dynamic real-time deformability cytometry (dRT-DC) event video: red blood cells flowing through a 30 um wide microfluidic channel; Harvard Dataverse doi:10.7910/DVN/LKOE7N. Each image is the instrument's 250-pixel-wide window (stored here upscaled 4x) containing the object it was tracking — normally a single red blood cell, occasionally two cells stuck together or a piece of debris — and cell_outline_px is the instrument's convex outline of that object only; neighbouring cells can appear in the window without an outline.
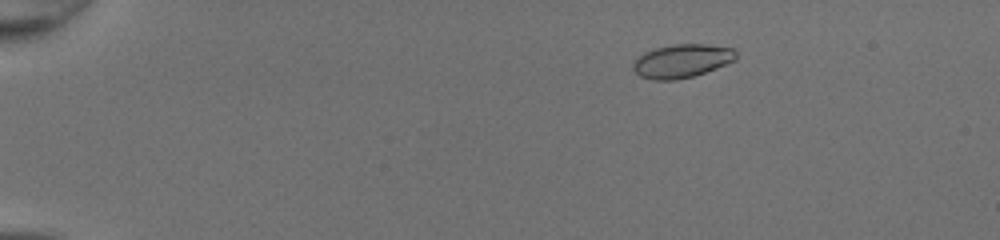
{"species": "common noctule bat (a hibernating species)", "species_latin": "Nyctalus noctula", "temperature_condition": "room temperature", "stored_images_in_passage": 52, "camera_frame_rate_fps": 3000, "um_per_image_px": 0.085, "animal": {"sex": "female", "body_mass_g": 20.0, "forearm_length_mm": 54.0}, "frame": {"image": 1, "passage_image": 10, "time_ms": 3.0, "image_size_px": [1000, 240], "cell_outline_px": [[736, 60], [716, 68], [692, 76], [676, 80], [652, 80], [640, 76], [632, 68], [632, 64], [644, 52], [652, 48], [672, 44], [704, 44], [732, 48], [736, 52]], "centroid_in_image_um": [57.94, 5.17], "position_along_channel_um": 27.1, "area_um2": 20.06}}
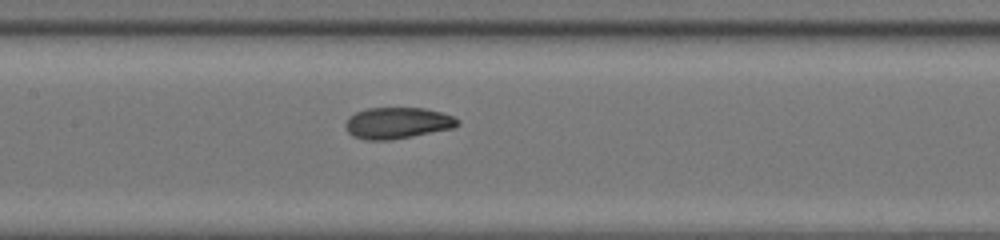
{"frame": {"image": 2, "passage_image": 28, "time_ms": 9.0, "image_size_px": [1000, 240], "cell_outline_px": [[460, 124], [452, 128], [392, 140], [364, 140], [352, 136], [348, 132], [344, 124], [348, 116], [356, 112], [368, 108], [424, 108], [440, 112], [452, 116], [460, 120]], "centroid_in_image_um": [33.74, 10.46], "position_along_channel_um": 173.7, "area_um2": 20.52}}
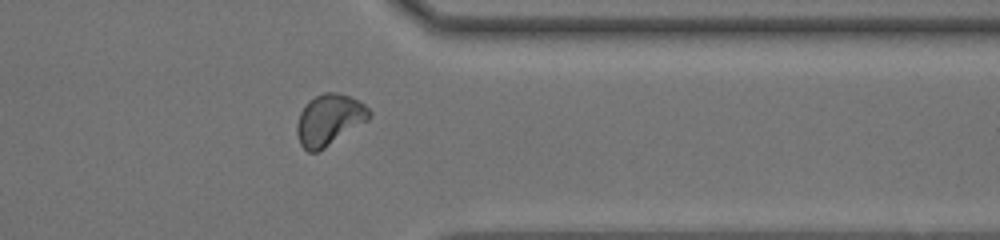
{"frame": {"image": 3, "passage_image": 43, "time_ms": 14.0, "image_size_px": [1000, 240], "cell_outline_px": [[372, 116], [368, 120], [324, 148], [316, 152], [308, 152], [300, 144], [296, 132], [296, 124], [300, 112], [304, 104], [308, 100], [324, 92], [336, 92], [352, 96], [364, 104], [372, 112]], "centroid_in_image_um": [27.98, 10.16], "position_along_channel_um": 383.4, "area_um2": 21.68}, "authors_computed_cell_mechanics": {"area_um2": 20.4612, "velocity_mm_per_s": 4.2607, "shape_relaxation_time_tau1_ms": 6.514, "shape_relaxation_time_tau2_ms": 0.8947, "deformation_change_tau1": 0.1787, "deformation_change_tau2": 0.0568}}